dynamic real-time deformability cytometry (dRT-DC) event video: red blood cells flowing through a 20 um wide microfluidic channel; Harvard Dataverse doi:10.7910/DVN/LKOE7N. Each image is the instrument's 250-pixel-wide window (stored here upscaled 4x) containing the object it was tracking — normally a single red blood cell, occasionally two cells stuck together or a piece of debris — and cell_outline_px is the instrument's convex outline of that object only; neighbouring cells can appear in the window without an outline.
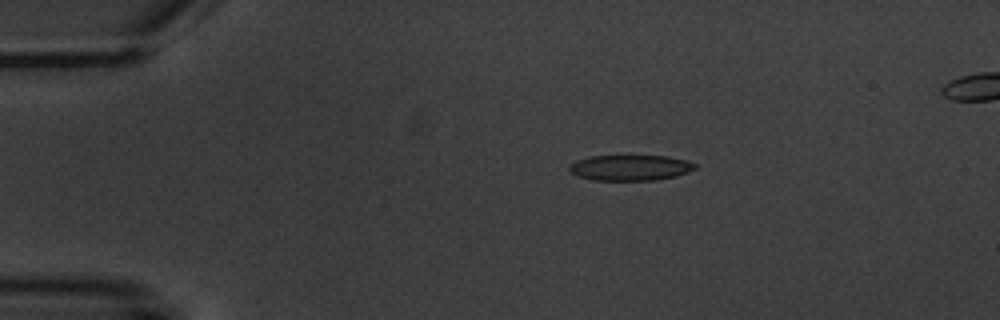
{"species": "common noctule bat (a hibernating species)", "species_latin": "Nyctalus noctula", "temperature_condition": "warm", "stored_images_in_passage": 3, "camera_frame_rate_fps": 3000, "um_per_image_px": 0.085, "animal": {"sex": "male", "body_mass_g": 20.1, "forearm_length_mm": 53.5}, "frame": {"image": 1, "passage_image": 1, "time_ms": 0.0, "image_size_px": [1000, 320], "cell_outline_px": [[696, 168], [688, 172], [676, 176], [656, 180], [592, 180], [580, 176], [572, 172], [568, 168], [576, 160], [592, 156], [668, 156], [684, 160], [696, 164]], "centroid_in_image_um": [53.59, 14.25], "position_along_channel_um": 31.4, "area_um2": 18.55}}